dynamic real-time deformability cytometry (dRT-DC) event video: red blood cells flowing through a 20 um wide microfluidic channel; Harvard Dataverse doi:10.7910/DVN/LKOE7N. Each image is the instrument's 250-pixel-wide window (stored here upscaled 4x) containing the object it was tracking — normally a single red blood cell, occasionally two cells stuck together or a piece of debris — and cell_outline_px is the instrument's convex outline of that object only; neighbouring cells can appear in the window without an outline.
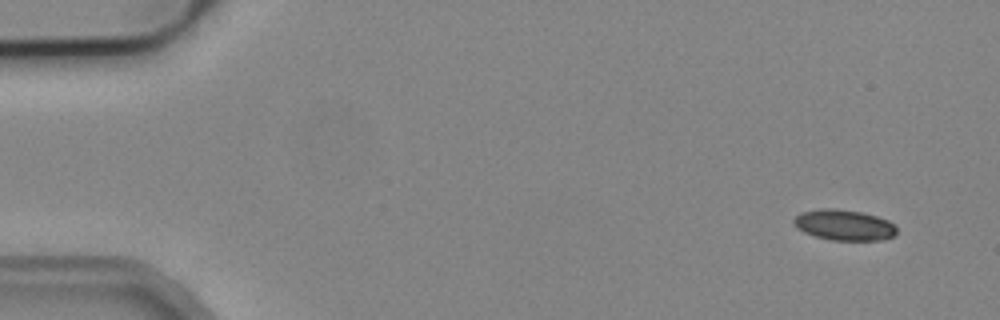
{"species": "common noctule bat (a hibernating species)", "species_latin": "Nyctalus noctula", "temperature_condition": "cold", "stored_images_in_passage": 7, "camera_frame_rate_fps": 3000, "um_per_image_px": 0.085, "animal": {"sex": "male", "body_mass_g": 19.2, "forearm_length_mm": 51.8}, "frame": {"image": 1, "passage_image": 1, "time_ms": 0.0, "image_size_px": [1000, 320], "cell_outline_px": [[896, 236], [884, 240], [832, 240], [816, 236], [804, 232], [796, 228], [792, 220], [800, 212], [824, 208], [832, 208], [860, 212], [876, 216], [888, 220], [896, 228]], "centroid_in_image_um": [71.74, 19.13], "position_along_channel_um": 13.3, "area_um2": 18.38}}
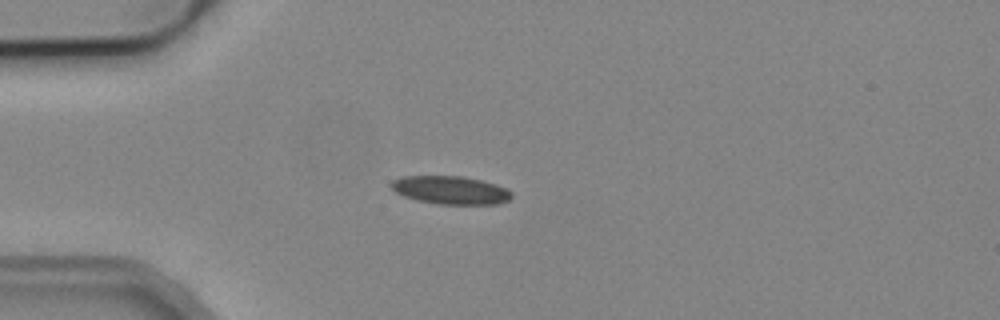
{"frame": {"image": 2, "passage_image": 4, "time_ms": 3.667, "image_size_px": [1000, 320], "cell_outline_px": [[512, 196], [508, 200], [500, 204], [436, 204], [416, 200], [404, 196], [396, 192], [388, 184], [392, 180], [404, 176], [460, 176], [480, 180], [496, 184], [508, 188], [512, 192]], "centroid_in_image_um": [38.3, 16.16], "position_along_channel_um": 46.7, "area_um2": 19.88}}